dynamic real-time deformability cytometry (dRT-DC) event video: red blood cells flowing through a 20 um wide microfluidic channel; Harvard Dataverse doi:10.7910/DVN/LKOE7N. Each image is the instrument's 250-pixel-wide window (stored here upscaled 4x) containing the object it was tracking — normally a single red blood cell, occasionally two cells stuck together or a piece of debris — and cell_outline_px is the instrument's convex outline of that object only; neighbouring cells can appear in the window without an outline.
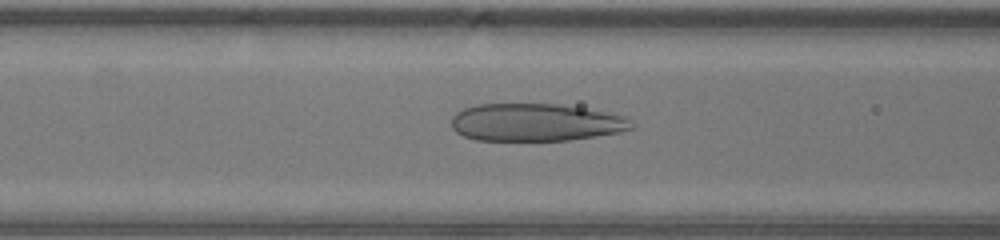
{"species": "human", "species_latin": "Homo sapiens", "temperature_condition": "warm", "stored_images_in_passage": 36, "camera_frame_rate_fps": 3000, "um_per_image_px": 0.085, "donor": {"sex": "male"}, "frame": {"image": 1, "passage_image": 7, "time_ms": 2.0, "image_size_px": [1000, 240], "cell_outline_px": [[632, 128], [620, 132], [596, 136], [568, 140], [476, 140], [464, 136], [456, 132], [452, 128], [452, 116], [456, 112], [464, 108], [476, 104], [560, 104], [608, 112], [624, 116], [632, 124]], "centroid_in_image_um": [45.5, 10.4], "position_along_channel_um": 121.1, "area_um2": 39.42}}
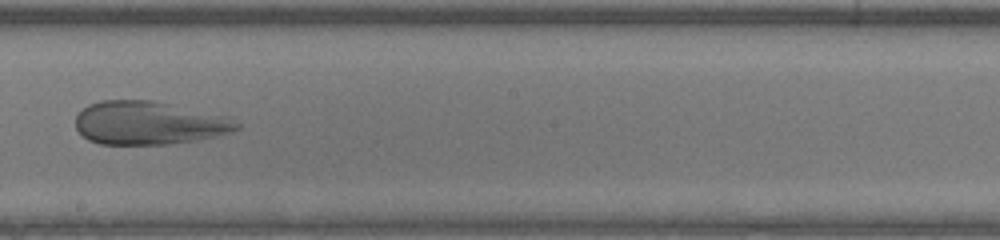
{"frame": {"image": 2, "passage_image": 15, "time_ms": 4.667, "image_size_px": [1000, 240], "cell_outline_px": [[240, 128], [228, 132], [196, 140], [168, 144], [100, 144], [88, 140], [76, 128], [76, 116], [88, 104], [100, 100], [156, 100], [232, 116], [240, 124]], "centroid_in_image_um": [12.69, 10.43], "position_along_channel_um": 235.5, "area_um2": 41.04}}
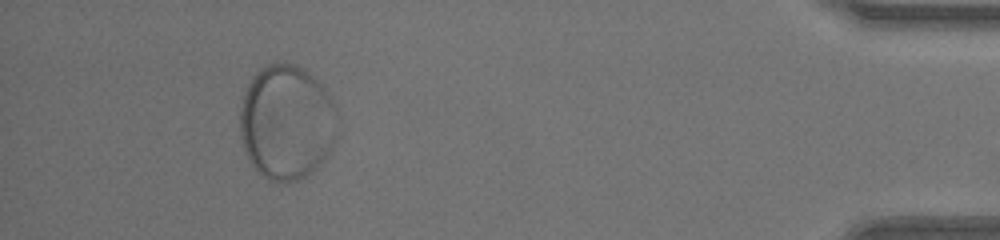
{"frame": {"image": 3, "passage_image": 32, "time_ms": 10.333, "image_size_px": [1000, 240], "cell_outline_px": [[340, 136], [324, 160], [312, 172], [300, 180], [268, 180], [252, 164], [244, 152], [240, 136], [240, 108], [244, 92], [252, 76], [260, 68], [268, 64], [284, 60], [304, 68], [324, 84], [332, 96], [340, 116]], "centroid_in_image_um": [24.44, 10.34], "position_along_channel_um": 410.8, "area_um2": 67.11}}